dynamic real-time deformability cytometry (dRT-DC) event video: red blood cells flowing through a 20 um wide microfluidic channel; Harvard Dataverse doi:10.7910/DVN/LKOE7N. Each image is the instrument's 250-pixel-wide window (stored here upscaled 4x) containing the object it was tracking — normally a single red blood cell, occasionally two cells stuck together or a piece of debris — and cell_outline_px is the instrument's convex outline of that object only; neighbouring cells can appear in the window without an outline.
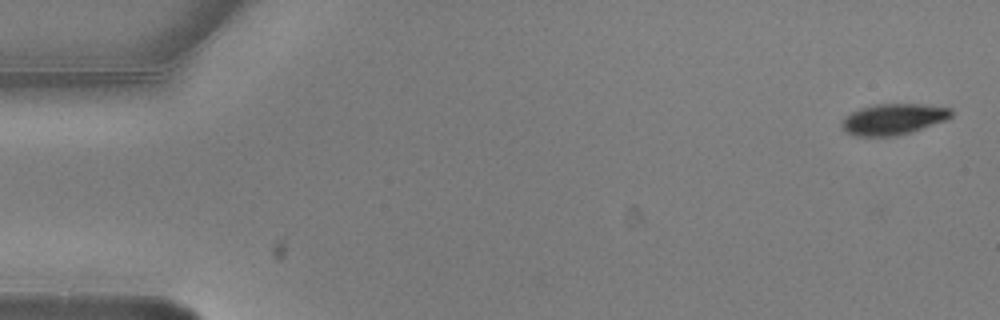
{"species": "common noctule bat (a hibernating species)", "species_latin": "Nyctalus noctula", "temperature_condition": "warm", "stored_images_in_passage": 9, "camera_frame_rate_fps": 3000, "um_per_image_px": 0.085, "animal": {"sex": "male", "body_mass_g": 20.5, "forearm_length_mm": 52.5}, "frame": {"image": 1, "passage_image": 1, "time_ms": 0.0, "image_size_px": [1000, 320], "cell_outline_px": [[952, 116], [948, 120], [912, 132], [896, 136], [856, 136], [844, 132], [840, 124], [852, 112], [860, 108], [876, 104], [920, 104], [952, 108]], "centroid_in_image_um": [75.96, 10.14], "position_along_channel_um": 9.0, "area_um2": 19.88}}
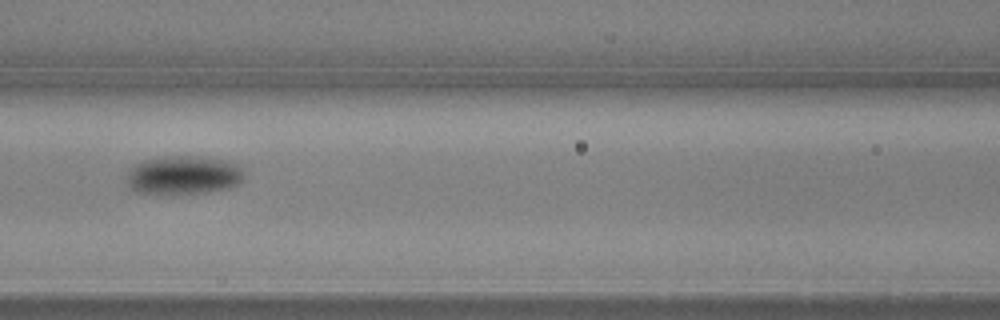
{"frame": {"image": 2, "passage_image": 7, "time_ms": 2.0, "image_size_px": [1000, 320], "cell_outline_px": [[244, 172], [240, 184], [228, 188], [208, 192], [172, 196], [136, 192], [128, 188], [124, 180], [132, 168], [136, 164], [144, 160], [164, 156], [192, 156], [220, 160], [236, 164]], "centroid_in_image_um": [15.53, 14.94], "position_along_channel_um": 151.1, "area_um2": 26.93}}
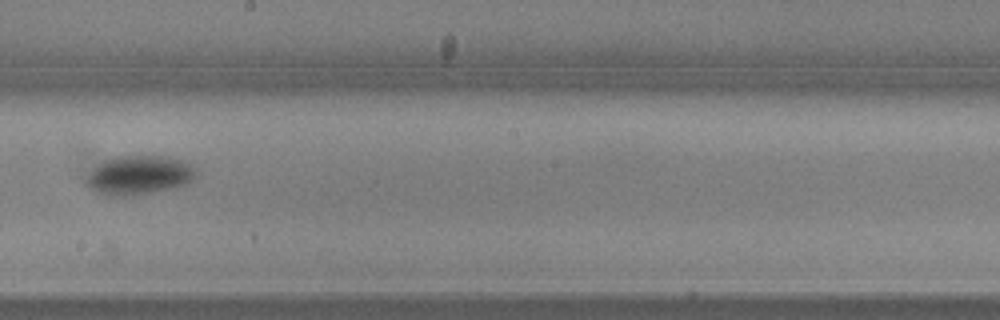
{"frame": {"image": 3, "passage_image": 9, "time_ms": 2.667, "image_size_px": [1000, 320], "cell_outline_px": [[196, 176], [192, 180], [184, 184], [152, 192], [132, 196], [104, 196], [96, 192], [84, 184], [84, 180], [104, 160], [112, 156], [168, 156], [184, 160], [192, 164], [196, 168]], "centroid_in_image_um": [11.82, 14.88], "position_along_channel_um": 236.4, "area_um2": 25.09}}